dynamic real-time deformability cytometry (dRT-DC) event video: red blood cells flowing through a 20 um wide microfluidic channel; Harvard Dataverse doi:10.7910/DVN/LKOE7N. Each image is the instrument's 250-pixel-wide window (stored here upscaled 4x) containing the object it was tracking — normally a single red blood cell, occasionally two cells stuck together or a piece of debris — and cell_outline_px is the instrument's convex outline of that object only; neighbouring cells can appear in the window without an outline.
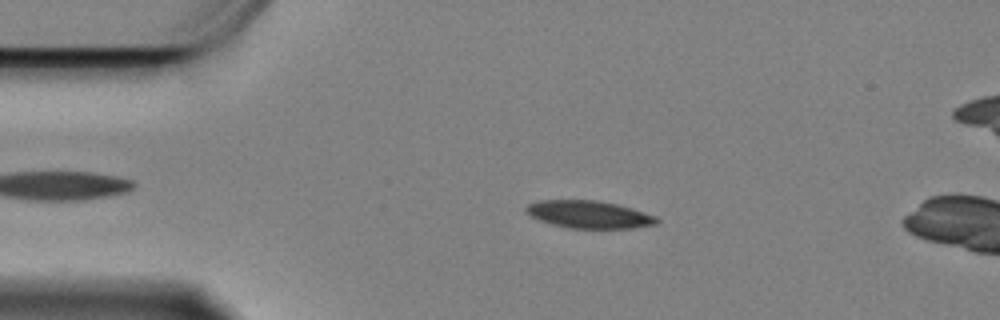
{"species": "Egyptian fruit bat (a non-hibernating species)", "species_latin": "Rousettus aegyptiacus", "temperature_condition": "cold", "stored_images_in_passage": 10, "camera_frame_rate_fps": 3000, "um_per_image_px": 0.085, "animal": {"sex": "female"}, "frame": {"image": 1, "passage_image": 5, "time_ms": 1.333, "image_size_px": [1000, 320], "cell_outline_px": [[660, 220], [656, 224], [632, 228], [568, 228], [552, 224], [540, 220], [524, 212], [524, 208], [528, 204], [540, 200], [596, 200], [616, 204], [632, 208], [656, 216]], "centroid_in_image_um": [50.05, 18.22], "position_along_channel_um": 34.9, "area_um2": 20.92}}